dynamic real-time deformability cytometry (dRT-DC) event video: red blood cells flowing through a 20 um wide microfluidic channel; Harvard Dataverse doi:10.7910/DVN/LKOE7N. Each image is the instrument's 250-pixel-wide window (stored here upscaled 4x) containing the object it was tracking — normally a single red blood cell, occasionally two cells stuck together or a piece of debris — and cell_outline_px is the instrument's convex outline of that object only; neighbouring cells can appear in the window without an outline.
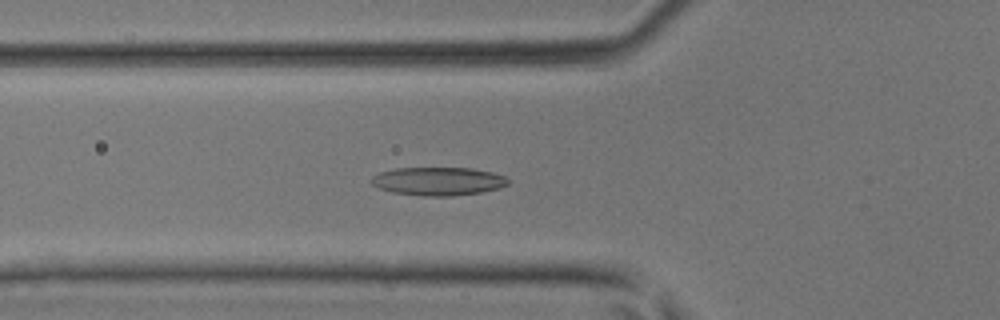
{"species": "common noctule bat (a hibernating species)", "species_latin": "Nyctalus noctula", "temperature_condition": "room temperature", "stored_images_in_passage": 44, "camera_frame_rate_fps": 3000, "um_per_image_px": 0.085, "animal": {"sex": "male", "body_mass_g": 17.9, "forearm_length_mm": 54.2}, "frame": {"image": 1, "passage_image": 16, "time_ms": 5.0, "image_size_px": [1000, 320], "cell_outline_px": [[508, 184], [500, 188], [484, 192], [452, 196], [424, 196], [392, 192], [380, 188], [372, 184], [368, 180], [372, 176], [380, 172], [396, 168], [472, 168], [492, 172], [504, 176], [508, 180]], "centroid_in_image_um": [37.24, 15.41], "position_along_channel_um": 88.6, "area_um2": 22.66}}
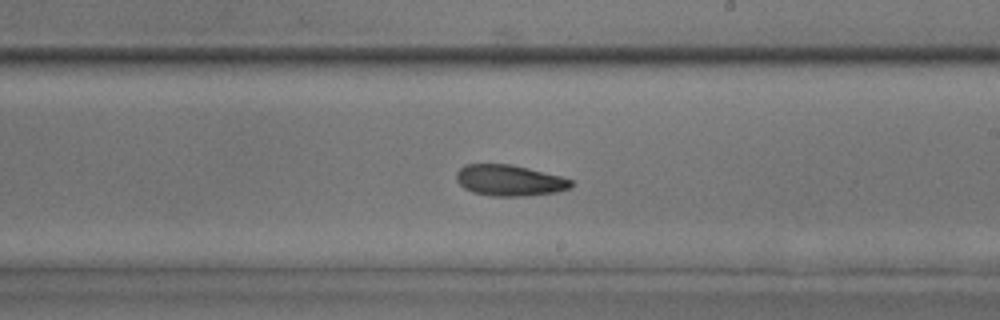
{"frame": {"image": 2, "passage_image": 26, "time_ms": 8.333, "image_size_px": [1000, 320], "cell_outline_px": [[572, 188], [556, 192], [524, 196], [492, 196], [472, 192], [464, 188], [456, 180], [456, 172], [464, 164], [512, 164], [560, 176], [572, 180]], "centroid_in_image_um": [43.29, 15.33], "position_along_channel_um": 245.7, "area_um2": 20.81}}
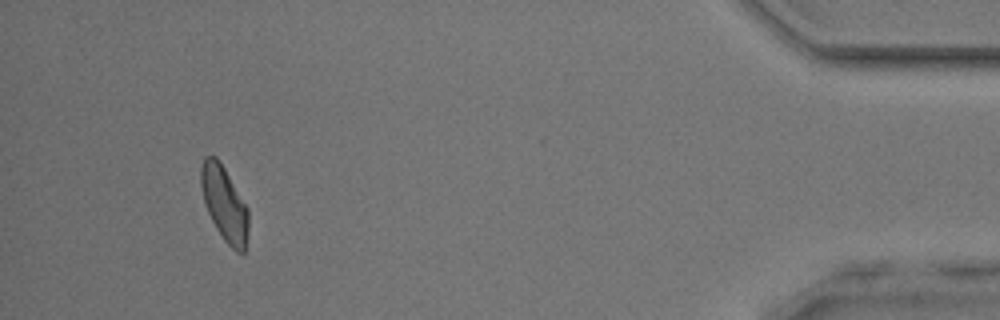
{"frame": {"image": 3, "passage_image": 41, "time_ms": 13.333, "image_size_px": [1000, 320], "cell_outline_px": [[248, 232], [244, 252], [236, 252], [224, 240], [216, 228], [204, 204], [200, 184], [200, 168], [204, 156], [216, 156], [224, 168], [248, 208]], "centroid_in_image_um": [19.05, 17.3], "position_along_channel_um": 416.1, "area_um2": 20.58}}